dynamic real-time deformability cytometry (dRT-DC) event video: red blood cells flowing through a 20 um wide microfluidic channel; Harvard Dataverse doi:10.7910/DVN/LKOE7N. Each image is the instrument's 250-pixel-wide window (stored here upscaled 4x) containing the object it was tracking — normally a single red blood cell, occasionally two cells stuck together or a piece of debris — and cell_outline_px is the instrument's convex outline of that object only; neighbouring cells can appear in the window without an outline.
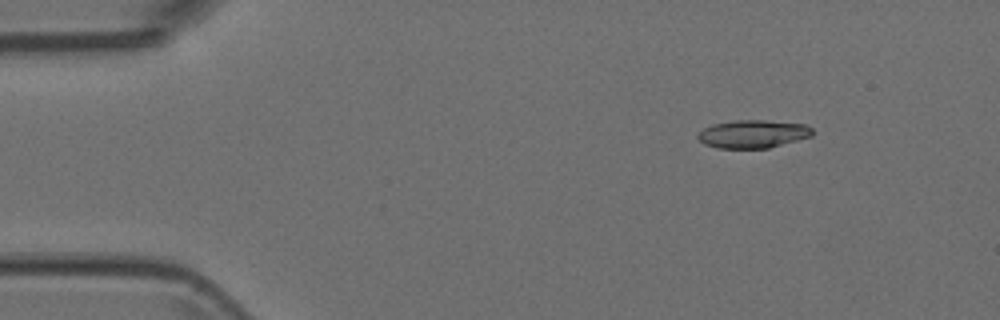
{"species": "Egyptian fruit bat (a non-hibernating species)", "species_latin": "Rousettus aegyptiacus", "temperature_condition": "room temperature", "stored_images_in_passage": 7, "camera_frame_rate_fps": 3000, "um_per_image_px": 0.085, "animal": {"sex": "female"}, "frame": {"image": 1, "passage_image": 1, "time_ms": 0.0, "image_size_px": [1000, 320], "cell_outline_px": [[812, 136], [768, 148], [716, 148], [704, 144], [696, 136], [704, 128], [712, 124], [736, 120], [764, 120], [808, 124], [812, 128]], "centroid_in_image_um": [64.01, 11.38], "position_along_channel_um": 21.0, "area_um2": 18.73}}
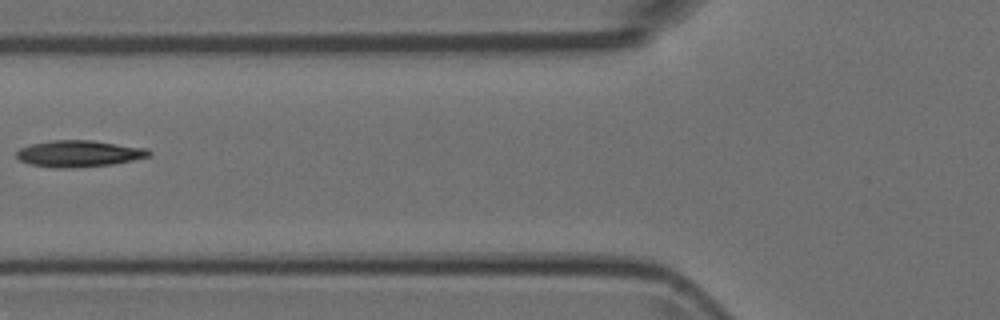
{"frame": {"image": 2, "passage_image": 5, "time_ms": 1.333, "image_size_px": [1000, 320], "cell_outline_px": [[152, 152], [148, 156], [132, 160], [112, 164], [64, 168], [56, 168], [28, 164], [20, 160], [16, 156], [16, 152], [20, 148], [32, 144], [52, 140], [92, 140], [148, 148]], "centroid_in_image_um": [6.7, 13.05], "position_along_channel_um": 119.1, "area_um2": 20.35}}
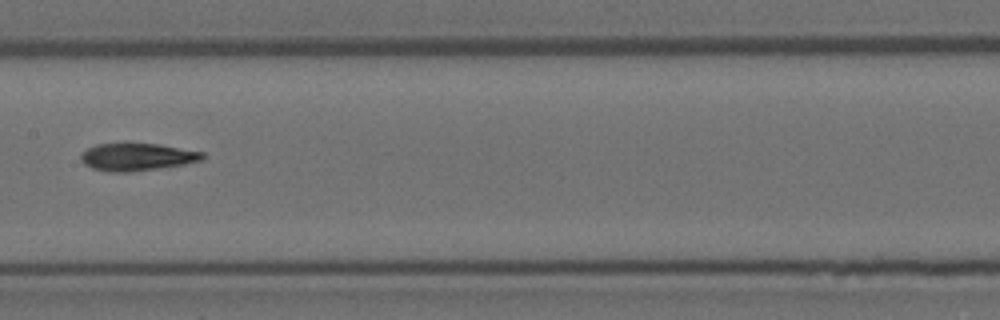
{"frame": {"image": 3, "passage_image": 7, "time_ms": 2.0, "image_size_px": [1000, 320], "cell_outline_px": [[204, 160], [184, 164], [128, 172], [112, 172], [92, 168], [84, 164], [80, 160], [80, 156], [88, 148], [96, 144], [124, 140], [128, 140], [160, 144], [204, 152]], "centroid_in_image_um": [11.62, 13.28], "position_along_channel_um": 195.8, "area_um2": 20.23}}